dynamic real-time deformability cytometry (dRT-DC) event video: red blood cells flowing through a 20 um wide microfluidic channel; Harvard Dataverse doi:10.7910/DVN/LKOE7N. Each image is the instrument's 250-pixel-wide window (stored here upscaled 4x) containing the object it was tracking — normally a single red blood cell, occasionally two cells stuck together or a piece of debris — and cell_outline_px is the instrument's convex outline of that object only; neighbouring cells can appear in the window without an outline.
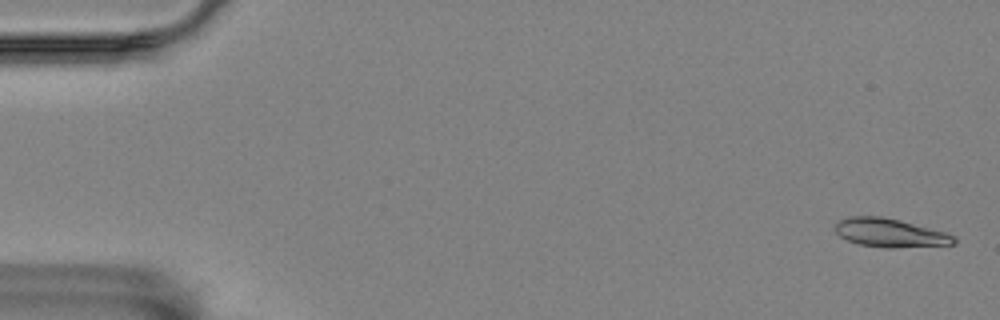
{"species": "Egyptian fruit bat (a non-hibernating species)", "species_latin": "Rousettus aegyptiacus", "temperature_condition": "room temperature", "stored_images_in_passage": 5, "camera_frame_rate_fps": 3000, "um_per_image_px": 0.085, "animal": {"sex": "female"}, "frame": {"image": 1, "passage_image": 1, "time_ms": 0.0, "image_size_px": [1000, 320], "cell_outline_px": [[956, 244], [896, 248], [884, 248], [860, 244], [848, 240], [840, 236], [832, 228], [840, 220], [848, 216], [880, 216], [900, 220], [944, 232], [952, 236], [956, 240]], "centroid_in_image_um": [75.61, 19.79], "position_along_channel_um": 9.4, "area_um2": 19.71}}